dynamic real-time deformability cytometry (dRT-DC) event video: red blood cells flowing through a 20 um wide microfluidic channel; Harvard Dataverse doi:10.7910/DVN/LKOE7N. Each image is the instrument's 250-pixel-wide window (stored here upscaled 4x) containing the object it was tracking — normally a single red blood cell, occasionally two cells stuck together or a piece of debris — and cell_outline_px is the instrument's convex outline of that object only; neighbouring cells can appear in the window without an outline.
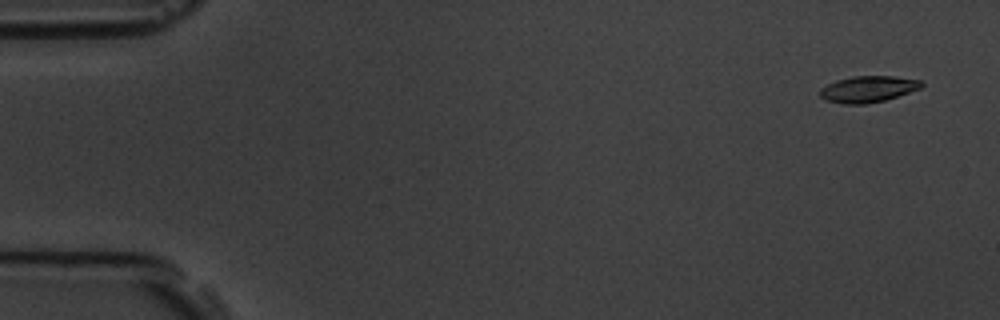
{"species": "common noctule bat (a hibernating species)", "species_latin": "Nyctalus noctula", "temperature_condition": "room temperature", "stored_images_in_passage": 4, "camera_frame_rate_fps": 3000, "um_per_image_px": 0.085, "animal": {"sex": "male", "body_mass_g": 19.5, "forearm_length_mm": 54.6}, "frame": {"image": 1, "passage_image": 1, "time_ms": 0.0, "image_size_px": [1000, 320], "cell_outline_px": [[924, 84], [920, 88], [884, 100], [864, 104], [844, 104], [824, 100], [820, 96], [820, 88], [836, 80], [852, 76], [892, 76], [920, 80]], "centroid_in_image_um": [73.74, 7.57], "position_along_channel_um": 11.3, "area_um2": 15.43}}
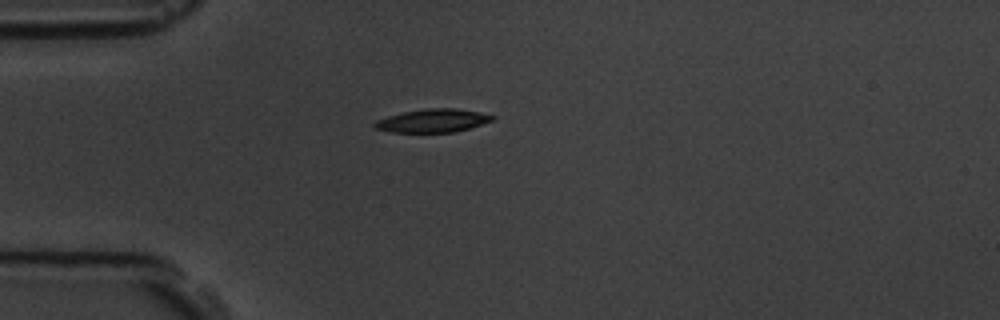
{"frame": {"image": 2, "passage_image": 4, "time_ms": 4.0, "image_size_px": [1000, 320], "cell_outline_px": [[496, 116], [492, 120], [468, 128], [452, 132], [392, 132], [376, 128], [372, 124], [376, 120], [388, 116], [404, 112], [428, 108], [456, 108]], "centroid_in_image_um": [36.74, 10.25], "position_along_channel_um": 48.3, "area_um2": 15.61}}